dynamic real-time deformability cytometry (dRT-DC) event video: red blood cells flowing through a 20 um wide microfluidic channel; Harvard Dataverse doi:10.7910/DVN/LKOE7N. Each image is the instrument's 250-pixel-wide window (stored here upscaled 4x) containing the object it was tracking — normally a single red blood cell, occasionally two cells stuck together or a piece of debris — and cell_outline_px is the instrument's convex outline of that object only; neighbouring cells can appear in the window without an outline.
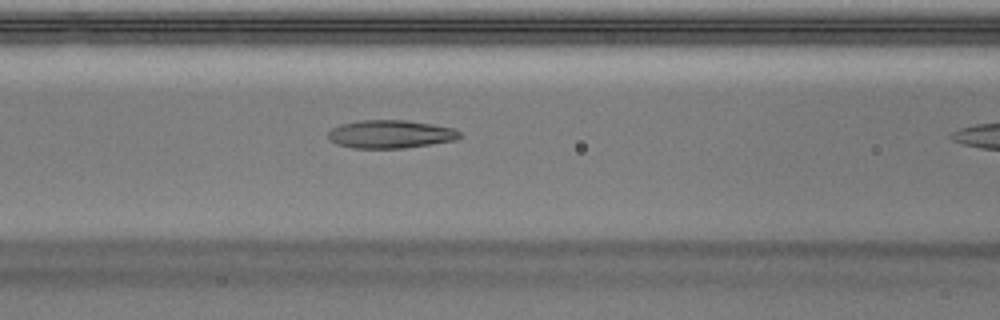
{"species": "Egyptian fruit bat (a non-hibernating species)", "species_latin": "Rousettus aegyptiacus", "temperature_condition": "warm", "stored_images_in_passage": 7, "camera_frame_rate_fps": 3000, "um_per_image_px": 0.085, "animal": {"sex": "male"}, "frame": {"image": 1, "passage_image": 6, "time_ms": 1.667, "image_size_px": [1000, 320], "cell_outline_px": [[464, 136], [456, 140], [404, 148], [352, 148], [336, 144], [328, 136], [328, 132], [332, 128], [340, 124], [360, 120], [404, 120], [432, 124], [452, 128], [460, 132]], "centroid_in_image_um": [33.2, 11.4], "position_along_channel_um": 133.4, "area_um2": 21.56}}